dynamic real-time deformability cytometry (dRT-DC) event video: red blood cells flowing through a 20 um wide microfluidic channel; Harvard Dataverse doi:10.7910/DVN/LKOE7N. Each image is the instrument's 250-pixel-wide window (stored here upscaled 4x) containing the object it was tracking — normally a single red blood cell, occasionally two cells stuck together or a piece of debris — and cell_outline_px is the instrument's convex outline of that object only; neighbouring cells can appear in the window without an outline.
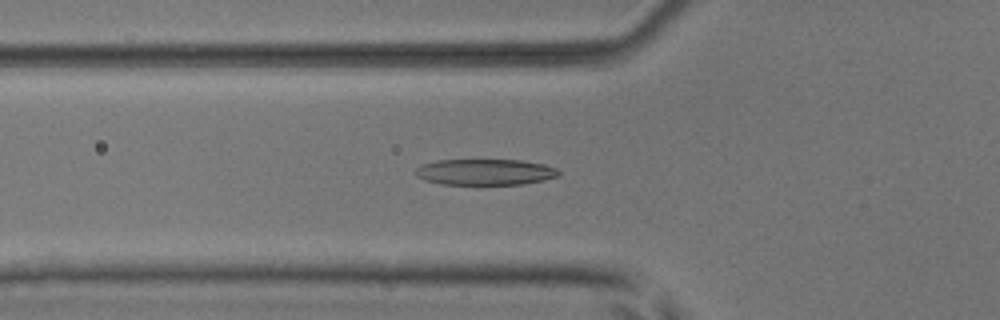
{"species": "common noctule bat (a hibernating species)", "species_latin": "Nyctalus noctula", "temperature_condition": "room temperature", "stored_images_in_passage": 5, "camera_frame_rate_fps": 3000, "um_per_image_px": 0.085, "animal": {"sex": "male", "body_mass_g": 17.9, "forearm_length_mm": 54.2}, "frame": {"image": 1, "passage_image": 5, "time_ms": 1.333, "image_size_px": [1000, 320], "cell_outline_px": [[560, 176], [544, 180], [524, 184], [440, 184], [424, 180], [416, 176], [416, 168], [420, 164], [440, 160], [520, 160], [544, 164], [556, 168], [560, 172]], "centroid_in_image_um": [41.24, 14.62], "position_along_channel_um": 84.6, "area_um2": 21.79}}